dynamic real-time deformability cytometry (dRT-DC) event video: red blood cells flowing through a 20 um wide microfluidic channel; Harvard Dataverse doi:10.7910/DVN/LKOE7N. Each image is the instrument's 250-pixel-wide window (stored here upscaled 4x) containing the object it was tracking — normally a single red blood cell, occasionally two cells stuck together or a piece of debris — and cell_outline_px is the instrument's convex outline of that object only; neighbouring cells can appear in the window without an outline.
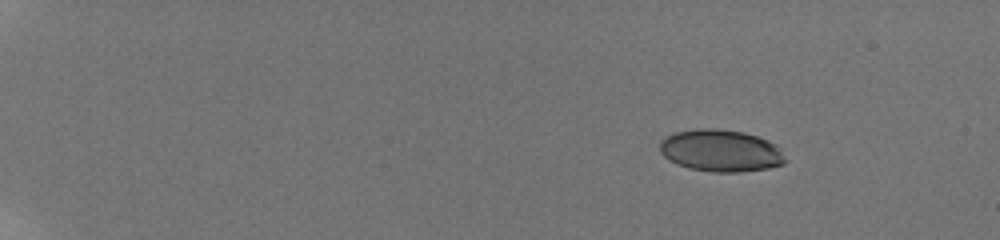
{"species": "human", "species_latin": "Homo sapiens", "temperature_condition": "room temperature", "stored_images_in_passage": 13, "camera_frame_rate_fps": 3000, "um_per_image_px": 0.085, "donor": {"sex": "male"}, "frame": {"image": 1, "passage_image": 1, "time_ms": 0.0, "image_size_px": [1000, 240], "cell_outline_px": [[788, 160], [784, 164], [768, 168], [740, 172], [712, 172], [688, 168], [676, 164], [668, 160], [660, 152], [660, 140], [664, 136], [676, 132], [696, 128], [716, 128], [744, 132], [768, 140], [776, 144], [780, 148]], "centroid_in_image_um": [61.26, 12.8], "position_along_channel_um": 23.7, "area_um2": 31.21}}
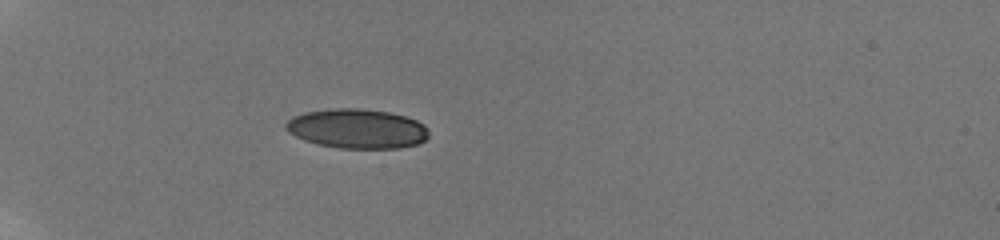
{"frame": {"image": 2, "passage_image": 11, "time_ms": 4.0, "image_size_px": [1000, 240], "cell_outline_px": [[428, 136], [424, 140], [416, 144], [400, 148], [340, 148], [320, 144], [304, 140], [288, 132], [284, 128], [284, 124], [292, 116], [304, 112], [328, 108], [360, 108], [388, 112], [404, 116], [416, 120], [424, 124], [428, 128]], "centroid_in_image_um": [30.33, 10.92], "position_along_channel_um": 54.7, "area_um2": 33.0}}